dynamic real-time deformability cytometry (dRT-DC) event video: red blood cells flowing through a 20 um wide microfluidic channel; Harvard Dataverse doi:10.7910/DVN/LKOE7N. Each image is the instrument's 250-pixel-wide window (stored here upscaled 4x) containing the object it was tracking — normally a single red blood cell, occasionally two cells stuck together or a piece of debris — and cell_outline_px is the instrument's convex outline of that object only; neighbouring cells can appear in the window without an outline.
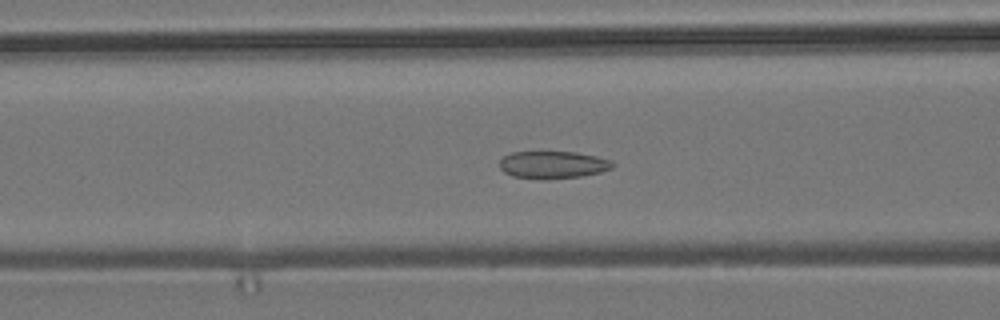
{"species": "common noctule bat (a hibernating species)", "species_latin": "Nyctalus noctula", "temperature_condition": "room temperature", "stored_images_in_passage": 40, "camera_frame_rate_fps": 3000, "um_per_image_px": 0.085, "animal": {"sex": "male", "body_mass_g": 19.2, "forearm_length_mm": 51.8}, "frame": {"image": 1, "passage_image": 5, "time_ms": 1.333, "image_size_px": [1000, 320], "cell_outline_px": [[616, 164], [612, 168], [600, 172], [580, 176], [544, 180], [512, 176], [504, 172], [500, 168], [500, 160], [504, 156], [512, 152], [576, 152], [596, 156], [612, 160]], "centroid_in_image_um": [47.01, 14.01], "position_along_channel_um": 119.6, "area_um2": 18.15}}
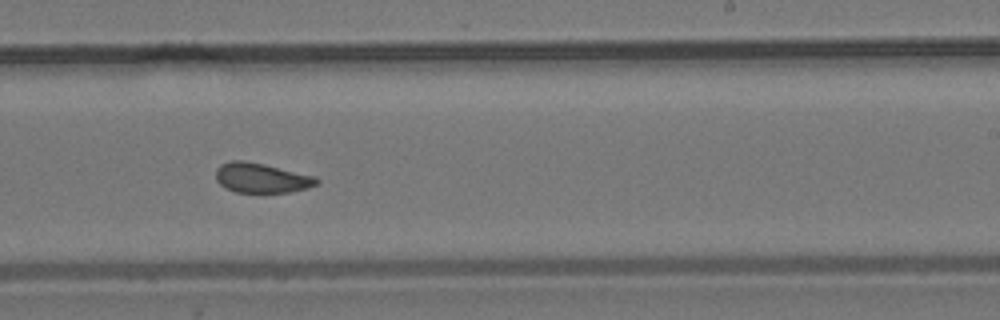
{"frame": {"image": 2, "passage_image": 17, "time_ms": 5.333, "image_size_px": [1000, 320], "cell_outline_px": [[320, 180], [316, 184], [308, 188], [288, 192], [236, 192], [220, 184], [216, 180], [216, 168], [220, 164], [232, 160], [244, 160], [264, 164], [316, 176]], "centroid_in_image_um": [22.22, 15.11], "position_along_channel_um": 266.8, "area_um2": 17.46}}
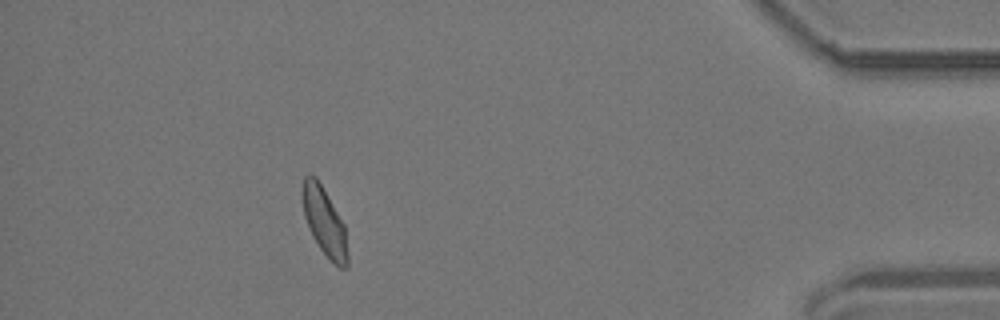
{"frame": {"image": 3, "passage_image": 33, "time_ms": 10.667, "image_size_px": [1000, 320], "cell_outline_px": [[348, 268], [340, 268], [320, 248], [312, 236], [304, 216], [300, 196], [300, 192], [304, 176], [316, 176], [344, 224], [348, 256]], "centroid_in_image_um": [27.54, 18.81], "position_along_channel_um": 407.7, "area_um2": 17.8}}